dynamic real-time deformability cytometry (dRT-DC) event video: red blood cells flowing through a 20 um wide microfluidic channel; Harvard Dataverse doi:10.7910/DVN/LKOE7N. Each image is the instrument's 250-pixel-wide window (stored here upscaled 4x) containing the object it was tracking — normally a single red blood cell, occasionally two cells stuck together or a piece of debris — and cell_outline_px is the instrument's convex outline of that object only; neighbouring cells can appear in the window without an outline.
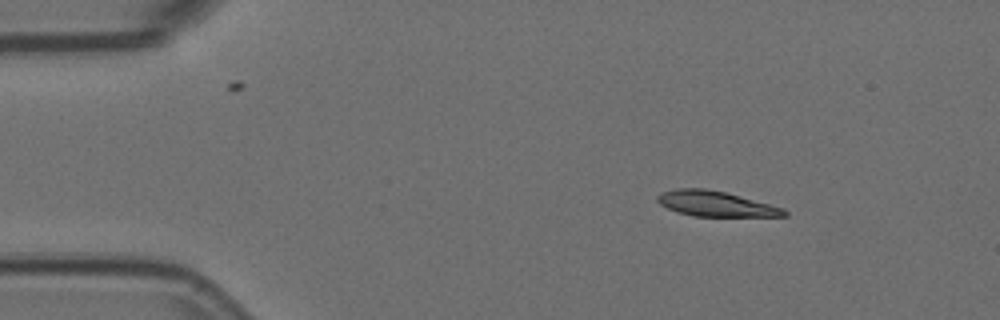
{"species": "Egyptian fruit bat (a non-hibernating species)", "species_latin": "Rousettus aegyptiacus", "temperature_condition": "room temperature", "stored_images_in_passage": 14, "camera_frame_rate_fps": 3000, "um_per_image_px": 0.085, "animal": {"sex": "female"}, "frame": {"image": 1, "passage_image": 2, "time_ms": 0.333, "image_size_px": [1000, 320], "cell_outline_px": [[788, 216], [692, 216], [676, 212], [660, 204], [656, 200], [656, 196], [660, 192], [676, 188], [704, 188], [724, 192], [784, 208], [788, 212]], "centroid_in_image_um": [60.78, 17.32], "position_along_channel_um": 24.2, "area_um2": 18.61}}
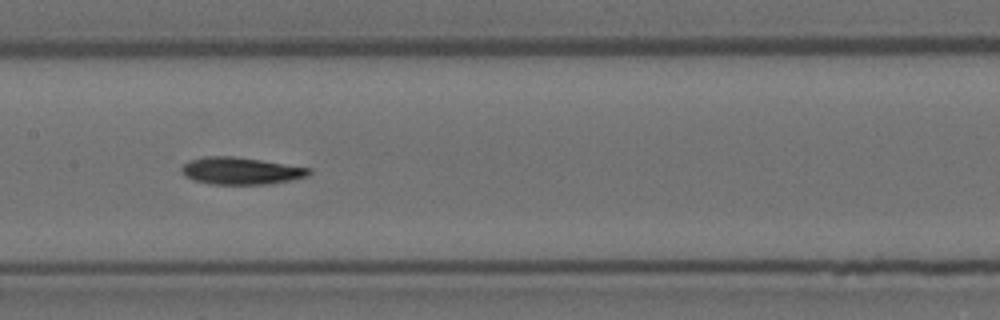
{"frame": {"image": 2, "passage_image": 7, "time_ms": 2.0, "image_size_px": [1000, 320], "cell_outline_px": [[312, 172], [308, 176], [292, 180], [272, 184], [212, 184], [192, 180], [184, 176], [180, 172], [180, 168], [188, 160], [204, 156], [232, 156], [260, 160], [312, 168]], "centroid_in_image_um": [20.45, 14.52], "position_along_channel_um": 186.9, "area_um2": 20.4}}
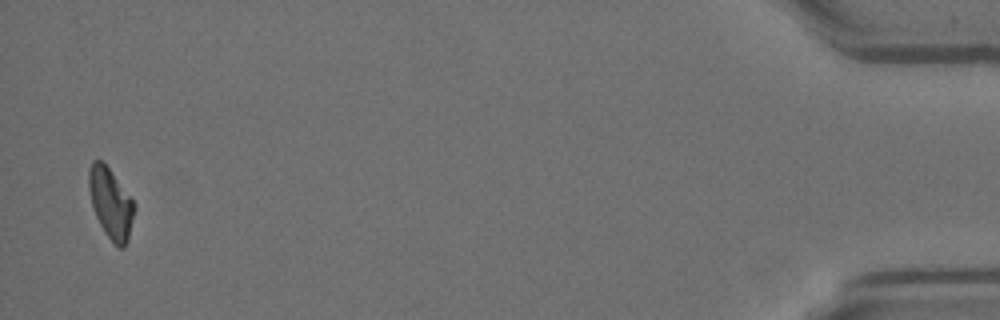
{"frame": {"image": 3, "passage_image": 14, "time_ms": 4.333, "image_size_px": [1000, 320], "cell_outline_px": [[136, 208], [128, 240], [124, 248], [120, 248], [104, 232], [96, 216], [92, 204], [88, 188], [88, 168], [92, 160], [100, 160], [108, 168], [136, 204]], "centroid_in_image_um": [9.41, 17.28], "position_along_channel_um": 425.8, "area_um2": 18.5}}